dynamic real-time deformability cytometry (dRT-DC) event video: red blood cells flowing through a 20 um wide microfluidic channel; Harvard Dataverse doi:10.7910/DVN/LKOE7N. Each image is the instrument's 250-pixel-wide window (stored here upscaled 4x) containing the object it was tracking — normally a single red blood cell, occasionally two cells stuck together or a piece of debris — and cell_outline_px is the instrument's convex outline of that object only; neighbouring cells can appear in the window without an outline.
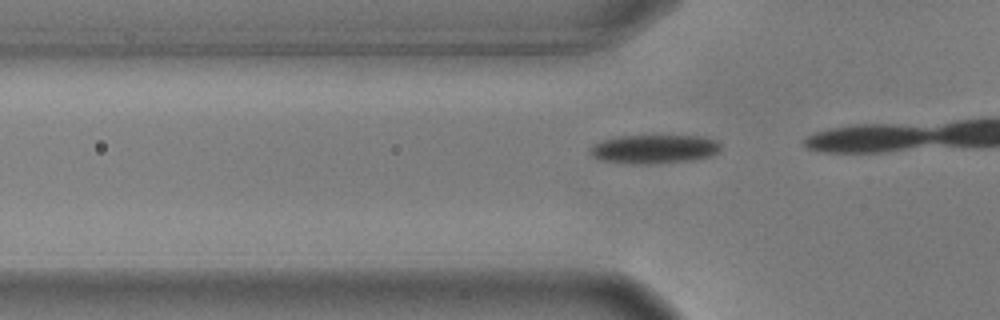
{"species": "common noctule bat (a hibernating species)", "species_latin": "Nyctalus noctula", "temperature_condition": "warm", "stored_images_in_passage": 17, "camera_frame_rate_fps": 3000, "um_per_image_px": 0.085, "animal": {"sex": "male", "body_mass_g": 17.9, "forearm_length_mm": 54.2}, "frame": {"image": 1, "passage_image": 14, "time_ms": 4.333, "image_size_px": [1000, 320], "cell_outline_px": [[720, 148], [712, 156], [692, 160], [648, 164], [632, 164], [600, 160], [592, 156], [588, 152], [588, 148], [592, 144], [600, 140], [616, 136], [652, 132], [704, 136], [716, 140], [720, 144]], "centroid_in_image_um": [55.56, 12.6], "position_along_channel_um": 70.2, "area_um2": 23.47}}